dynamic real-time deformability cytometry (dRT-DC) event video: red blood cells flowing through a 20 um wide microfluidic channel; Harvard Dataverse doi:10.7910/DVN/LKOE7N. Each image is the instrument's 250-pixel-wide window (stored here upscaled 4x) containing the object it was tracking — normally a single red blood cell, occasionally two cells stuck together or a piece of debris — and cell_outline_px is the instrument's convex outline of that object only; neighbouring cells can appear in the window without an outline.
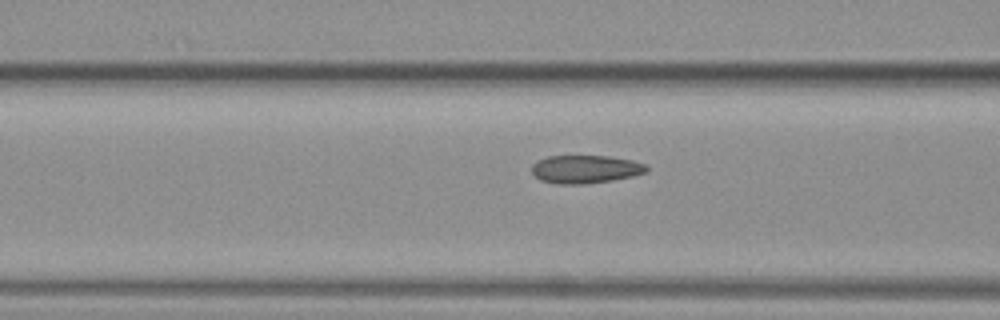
{"species": "common noctule bat (a hibernating species)", "species_latin": "Nyctalus noctula", "temperature_condition": "warm", "stored_images_in_passage": 12, "camera_frame_rate_fps": 3000, "um_per_image_px": 0.085, "animal": {"sex": "female", "body_mass_g": 19.3, "forearm_length_mm": 54.1}, "frame": {"image": 1, "passage_image": 10, "time_ms": 3.0, "image_size_px": [1000, 320], "cell_outline_px": [[648, 172], [632, 176], [612, 180], [584, 184], [556, 184], [540, 180], [532, 172], [532, 164], [548, 156], [608, 156], [632, 160], [648, 164]], "centroid_in_image_um": [49.79, 14.38], "position_along_channel_um": 116.8, "area_um2": 18.84}}